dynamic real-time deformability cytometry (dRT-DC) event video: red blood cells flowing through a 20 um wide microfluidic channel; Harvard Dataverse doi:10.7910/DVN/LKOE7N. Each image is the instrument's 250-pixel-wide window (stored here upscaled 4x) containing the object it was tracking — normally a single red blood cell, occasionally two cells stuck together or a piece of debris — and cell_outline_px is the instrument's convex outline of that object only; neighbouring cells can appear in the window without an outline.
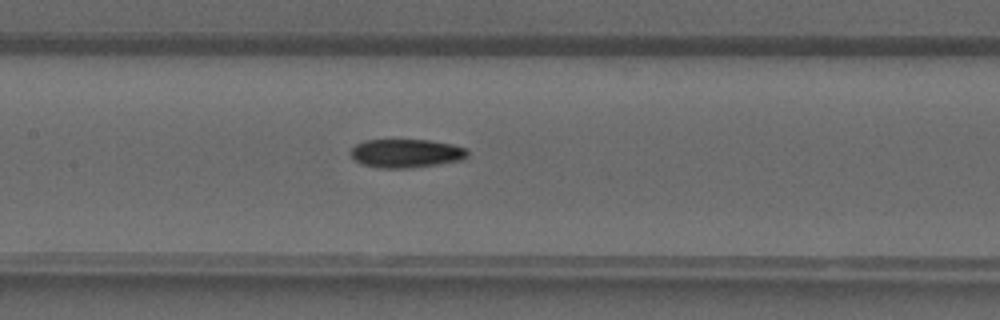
{"species": "common noctule bat (a hibernating species)", "species_latin": "Nyctalus noctula", "temperature_condition": "warm", "stored_images_in_passage": 40, "camera_frame_rate_fps": 3000, "um_per_image_px": 0.085, "animal": {"sex": "male", "forearm_length_mm": 52.5}, "frame": {"image": 1, "passage_image": 19, "time_ms": 6.0, "image_size_px": [1000, 320], "cell_outline_px": [[468, 156], [460, 160], [436, 164], [404, 168], [380, 168], [364, 164], [356, 160], [352, 156], [352, 148], [356, 144], [364, 140], [428, 140], [452, 144], [468, 148]], "centroid_in_image_um": [34.55, 13.02], "position_along_channel_um": 172.8, "area_um2": 19.19}}
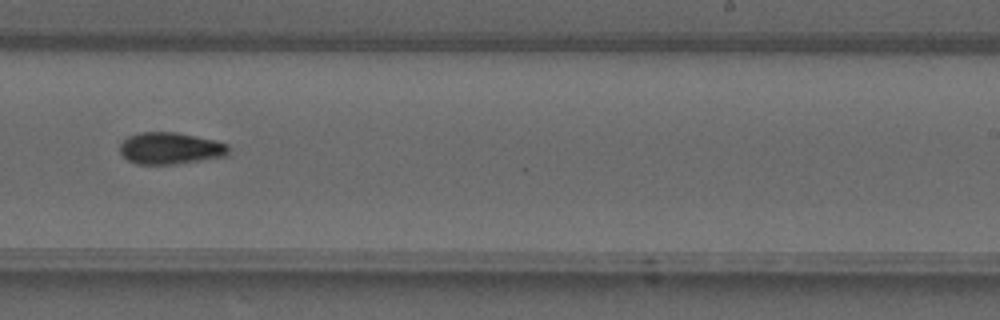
{"frame": {"image": 2, "passage_image": 25, "time_ms": 8.0, "image_size_px": [1000, 320], "cell_outline_px": [[228, 156], [176, 164], [136, 164], [128, 160], [120, 152], [120, 144], [128, 136], [140, 132], [176, 132], [216, 140], [228, 144]], "centroid_in_image_um": [14.49, 12.6], "position_along_channel_um": 274.5, "area_um2": 20.23}}
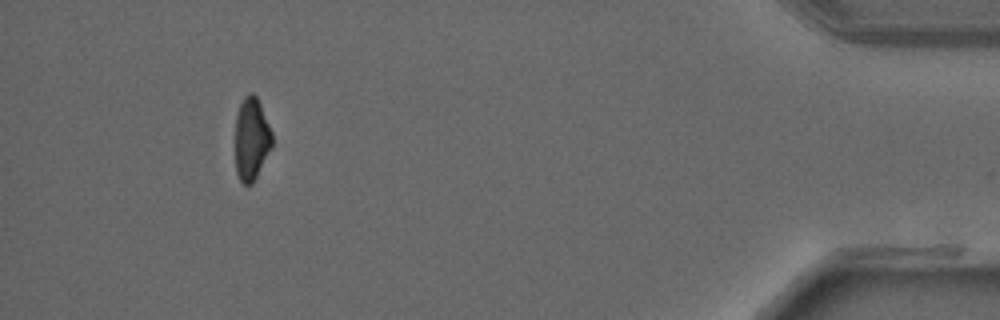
{"frame": {"image": 3, "passage_image": 37, "time_ms": 12.0, "image_size_px": [1000, 320], "cell_outline_px": [[272, 148], [252, 184], [244, 184], [240, 180], [236, 172], [236, 116], [240, 104], [244, 96], [248, 92], [252, 92], [256, 96], [260, 104], [272, 132]], "centroid_in_image_um": [21.38, 11.8], "position_along_channel_um": 413.8, "area_um2": 17.69}}